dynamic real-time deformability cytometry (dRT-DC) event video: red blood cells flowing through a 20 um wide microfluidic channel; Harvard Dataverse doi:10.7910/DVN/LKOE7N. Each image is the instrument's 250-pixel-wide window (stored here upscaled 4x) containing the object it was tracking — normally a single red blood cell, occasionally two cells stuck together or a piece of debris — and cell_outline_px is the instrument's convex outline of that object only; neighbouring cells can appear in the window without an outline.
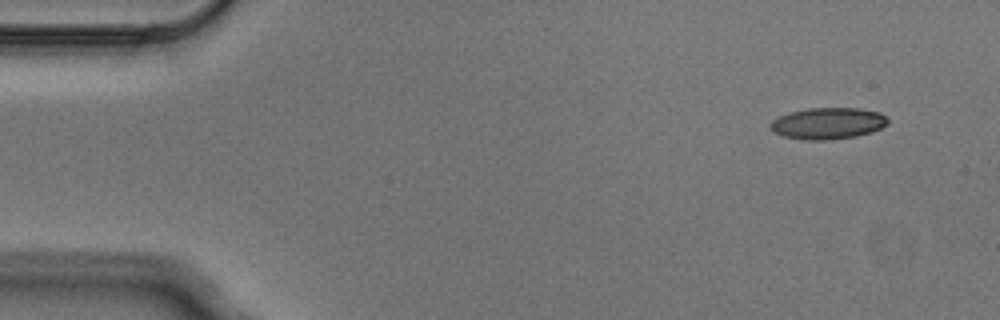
{"species": "Egyptian fruit bat (a non-hibernating species)", "species_latin": "Rousettus aegyptiacus", "temperature_condition": "cold", "stored_images_in_passage": 4, "camera_frame_rate_fps": 3000, "um_per_image_px": 0.085, "animal": {"sex": "male"}, "frame": {"image": 1, "passage_image": 1, "time_ms": 0.0, "image_size_px": [1000, 320], "cell_outline_px": [[888, 124], [872, 132], [856, 136], [824, 140], [804, 140], [784, 136], [772, 132], [768, 124], [772, 120], [788, 112], [808, 108], [860, 108], [880, 112], [888, 116]], "centroid_in_image_um": [70.37, 10.48], "position_along_channel_um": 14.6, "area_um2": 21.79}}
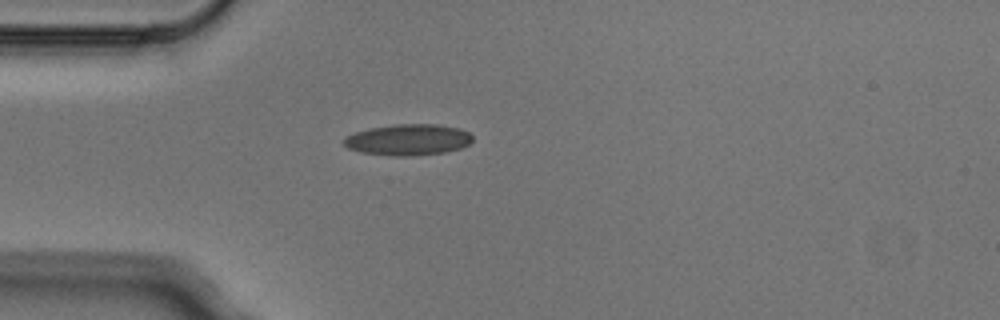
{"frame": {"image": 2, "passage_image": 4, "time_ms": 1.0, "image_size_px": [1000, 320], "cell_outline_px": [[472, 140], [468, 144], [460, 148], [444, 152], [408, 156], [392, 156], [360, 152], [348, 148], [344, 144], [344, 136], [368, 128], [396, 124], [436, 124], [460, 128], [468, 132], [472, 136]], "centroid_in_image_um": [34.67, 11.87], "position_along_channel_um": 50.3, "area_um2": 23.35}}